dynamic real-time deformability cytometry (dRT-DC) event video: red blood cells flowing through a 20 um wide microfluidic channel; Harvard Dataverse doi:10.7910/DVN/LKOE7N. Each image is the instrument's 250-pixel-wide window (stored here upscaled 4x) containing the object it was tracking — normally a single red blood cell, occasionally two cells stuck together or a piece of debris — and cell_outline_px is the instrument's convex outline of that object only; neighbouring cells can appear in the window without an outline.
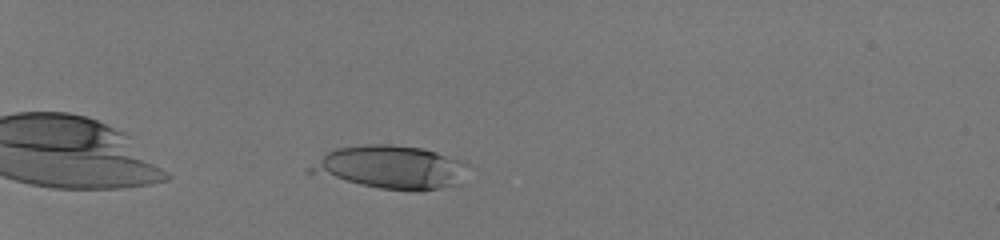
{"species": "human", "species_latin": "Homo sapiens", "temperature_condition": "room temperature", "stored_images_in_passage": 47, "camera_frame_rate_fps": 3000, "um_per_image_px": 0.085, "donor": {"sex": "male"}, "frame": {"image": 1, "passage_image": 12, "time_ms": 3.667, "image_size_px": [1000, 240], "cell_outline_px": [[456, 164], [448, 184], [436, 188], [380, 188], [360, 184], [308, 172], [308, 168], [328, 152], [336, 148], [368, 144], [392, 144], [424, 148], [436, 152], [456, 160]], "centroid_in_image_um": [32.87, 14.14], "position_along_channel_um": 52.1, "area_um2": 36.18}}
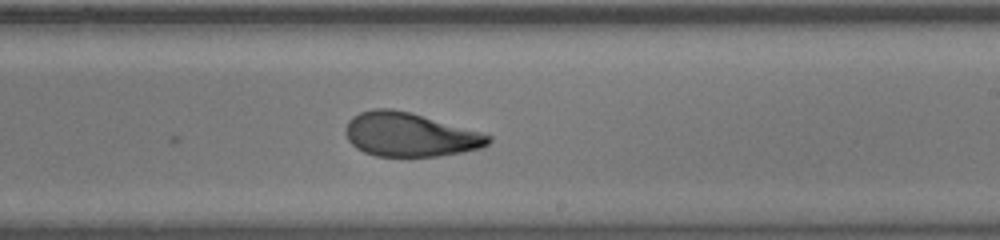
{"frame": {"image": 2, "passage_image": 31, "time_ms": 10.0, "image_size_px": [1000, 240], "cell_outline_px": [[492, 140], [488, 144], [480, 148], [460, 152], [436, 156], [376, 156], [364, 152], [356, 148], [348, 140], [348, 120], [352, 116], [360, 112], [372, 108], [392, 108], [412, 112], [480, 132], [492, 136]], "centroid_in_image_um": [34.83, 11.43], "position_along_channel_um": 254.2, "area_um2": 36.3}}
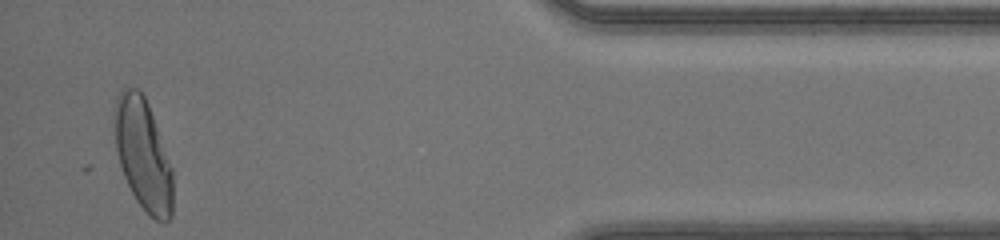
{"frame": {"image": 3, "passage_image": 46, "time_ms": 15.0, "image_size_px": [1000, 240], "cell_outline_px": [[172, 216], [164, 224], [156, 220], [136, 200], [124, 176], [120, 164], [116, 148], [112, 120], [112, 112], [116, 100], [120, 92], [124, 88], [136, 88], [144, 96], [148, 104], [172, 168]], "centroid_in_image_um": [12.13, 13.11], "position_along_channel_um": 423.1, "area_um2": 37.63}, "authors_computed_cell_mechanics": {"area_um2": 36.5296, "velocity_mm_per_s": 4.165, "shape_relaxation_time_tau1_ms": 4.7882, "shape_relaxation_time_tau2_ms": 1.0898, "deformation_change_tau1": 0.2112, "deformation_change_tau2": 0.0678}}